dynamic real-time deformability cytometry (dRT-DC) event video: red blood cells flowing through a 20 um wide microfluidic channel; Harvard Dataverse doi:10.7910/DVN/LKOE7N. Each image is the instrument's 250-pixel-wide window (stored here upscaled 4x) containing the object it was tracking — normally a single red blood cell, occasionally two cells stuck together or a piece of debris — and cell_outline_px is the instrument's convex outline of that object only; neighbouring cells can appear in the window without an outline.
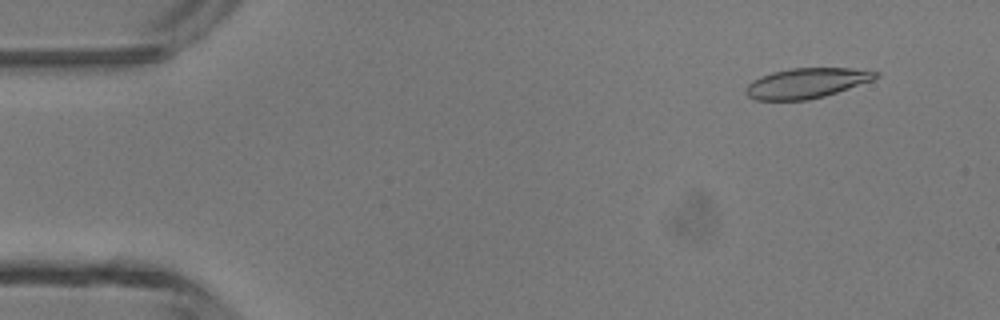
{"species": "common noctule bat (a hibernating species)", "species_latin": "Nyctalus noctula", "temperature_condition": "room temperature", "stored_images_in_passage": 47, "camera_frame_rate_fps": 3000, "um_per_image_px": 0.085, "animal": {"sex": "male", "body_mass_g": 13.3}, "frame": {"image": 1, "passage_image": 4, "time_ms": 1.0, "image_size_px": [1000, 320], "cell_outline_px": [[880, 72], [872, 80], [824, 96], [808, 100], [756, 100], [748, 96], [748, 84], [772, 72], [792, 68], [848, 68]], "centroid_in_image_um": [68.57, 7.07], "position_along_channel_um": 16.4, "area_um2": 22.14}}
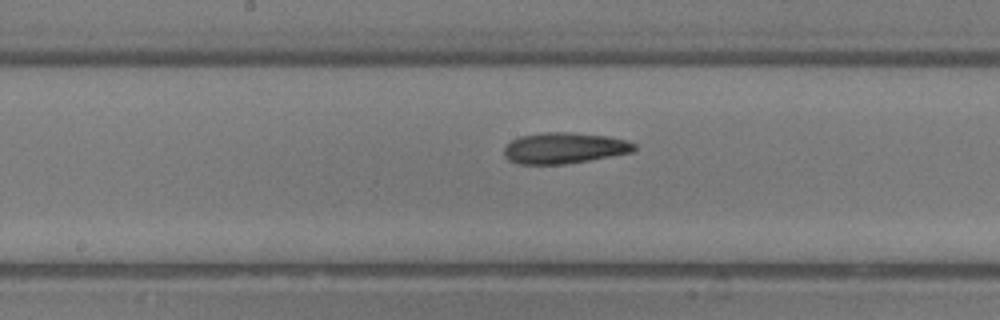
{"frame": {"image": 2, "passage_image": 24, "time_ms": 7.667, "image_size_px": [1000, 320], "cell_outline_px": [[636, 148], [632, 152], [588, 160], [564, 164], [520, 164], [508, 160], [504, 156], [504, 148], [512, 140], [520, 136], [544, 132], [568, 132], [608, 136], [624, 140], [636, 144]], "centroid_in_image_um": [47.93, 12.58], "position_along_channel_um": 200.3, "area_um2": 23.35}}
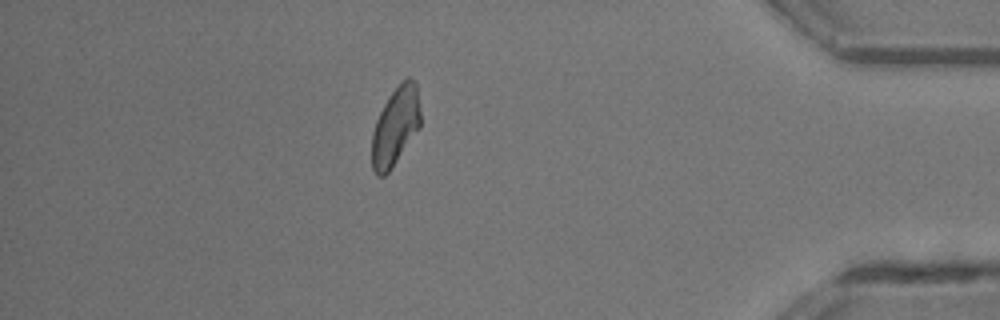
{"frame": {"image": 3, "passage_image": 41, "time_ms": 13.333, "image_size_px": [1000, 320], "cell_outline_px": [[420, 128], [392, 168], [384, 176], [376, 176], [372, 168], [372, 132], [376, 120], [384, 104], [392, 92], [408, 76], [416, 84], [420, 112]], "centroid_in_image_um": [33.6, 10.79], "position_along_channel_um": 401.6, "area_um2": 22.08}, "authors_computed_cell_mechanics": {"area_um2": 23.0044, "velocity_mm_per_s": 4.3363, "shape_relaxation_time_tau1_ms": 9.4022, "shape_relaxation_time_tau2_ms": 4.5603, "deformation_change_tau1": 0.222, "deformation_change_tau2": 0.1275}}